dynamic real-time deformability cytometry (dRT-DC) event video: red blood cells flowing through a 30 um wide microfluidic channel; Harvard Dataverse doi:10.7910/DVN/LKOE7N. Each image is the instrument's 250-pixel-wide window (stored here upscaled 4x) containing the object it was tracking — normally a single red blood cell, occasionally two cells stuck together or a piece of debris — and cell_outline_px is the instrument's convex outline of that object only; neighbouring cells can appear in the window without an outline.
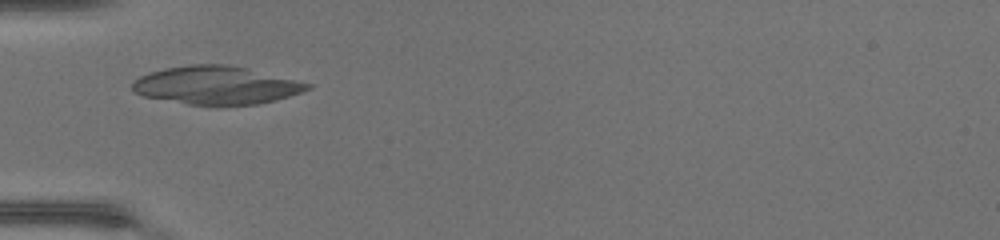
{"species": "common noctule bat (a hibernating species)", "species_latin": "Nyctalus noctula", "temperature_condition": "warm", "stored_images_in_passage": 39, "camera_frame_rate_fps": 3000, "um_per_image_px": 0.085, "animal": {"sex": "female", "body_mass_g": 17.0, "forearm_length_mm": 48.0}, "frame": {"image": 1, "passage_image": 8, "time_ms": 2.333, "image_size_px": [1000, 240], "cell_outline_px": [[312, 88], [276, 100], [256, 104], [188, 104], [144, 96], [136, 92], [132, 88], [132, 80], [140, 76], [164, 68], [192, 64], [228, 64], [312, 84]], "centroid_in_image_um": [18.35, 7.23], "position_along_channel_um": 66.6, "area_um2": 38.21}}